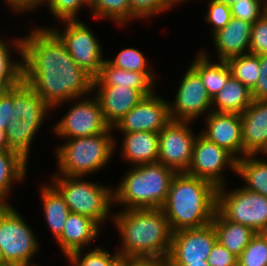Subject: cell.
I'll use <instances>...</instances> for the list:
<instances>
[{
	"mask_svg": "<svg viewBox=\"0 0 267 266\" xmlns=\"http://www.w3.org/2000/svg\"><path fill=\"white\" fill-rule=\"evenodd\" d=\"M11 45L23 60L22 80L51 109L93 92L94 78L78 66L51 28H34Z\"/></svg>",
	"mask_w": 267,
	"mask_h": 266,
	"instance_id": "1",
	"label": "cell"
},
{
	"mask_svg": "<svg viewBox=\"0 0 267 266\" xmlns=\"http://www.w3.org/2000/svg\"><path fill=\"white\" fill-rule=\"evenodd\" d=\"M111 220L122 239L120 256L167 259L173 232L161 208L123 209Z\"/></svg>",
	"mask_w": 267,
	"mask_h": 266,
	"instance_id": "2",
	"label": "cell"
},
{
	"mask_svg": "<svg viewBox=\"0 0 267 266\" xmlns=\"http://www.w3.org/2000/svg\"><path fill=\"white\" fill-rule=\"evenodd\" d=\"M216 208L217 188L206 180L181 172L173 177L161 209L171 231L175 232L210 224Z\"/></svg>",
	"mask_w": 267,
	"mask_h": 266,
	"instance_id": "3",
	"label": "cell"
},
{
	"mask_svg": "<svg viewBox=\"0 0 267 266\" xmlns=\"http://www.w3.org/2000/svg\"><path fill=\"white\" fill-rule=\"evenodd\" d=\"M113 190L114 203L123 209H158L166 202L176 172L156 162L132 166Z\"/></svg>",
	"mask_w": 267,
	"mask_h": 266,
	"instance_id": "4",
	"label": "cell"
},
{
	"mask_svg": "<svg viewBox=\"0 0 267 266\" xmlns=\"http://www.w3.org/2000/svg\"><path fill=\"white\" fill-rule=\"evenodd\" d=\"M111 131L113 128L103 134L68 139V142L55 149L58 159L55 175L85 177L102 170L117 146Z\"/></svg>",
	"mask_w": 267,
	"mask_h": 266,
	"instance_id": "5",
	"label": "cell"
},
{
	"mask_svg": "<svg viewBox=\"0 0 267 266\" xmlns=\"http://www.w3.org/2000/svg\"><path fill=\"white\" fill-rule=\"evenodd\" d=\"M81 178L84 179L81 176L52 175L51 184L63 196L71 213L87 216L102 226L105 219L113 217L110 206L114 203V188Z\"/></svg>",
	"mask_w": 267,
	"mask_h": 266,
	"instance_id": "6",
	"label": "cell"
},
{
	"mask_svg": "<svg viewBox=\"0 0 267 266\" xmlns=\"http://www.w3.org/2000/svg\"><path fill=\"white\" fill-rule=\"evenodd\" d=\"M33 232L11 204L0 211V251L7 266H37L31 264L40 246Z\"/></svg>",
	"mask_w": 267,
	"mask_h": 266,
	"instance_id": "7",
	"label": "cell"
},
{
	"mask_svg": "<svg viewBox=\"0 0 267 266\" xmlns=\"http://www.w3.org/2000/svg\"><path fill=\"white\" fill-rule=\"evenodd\" d=\"M217 188V210L227 219L246 225L256 233L267 230V197L243 186L226 192Z\"/></svg>",
	"mask_w": 267,
	"mask_h": 266,
	"instance_id": "8",
	"label": "cell"
},
{
	"mask_svg": "<svg viewBox=\"0 0 267 266\" xmlns=\"http://www.w3.org/2000/svg\"><path fill=\"white\" fill-rule=\"evenodd\" d=\"M65 28L60 31L51 28L65 43L66 49L79 67L95 78L106 60L102 47L89 27L80 20L63 21Z\"/></svg>",
	"mask_w": 267,
	"mask_h": 266,
	"instance_id": "9",
	"label": "cell"
},
{
	"mask_svg": "<svg viewBox=\"0 0 267 266\" xmlns=\"http://www.w3.org/2000/svg\"><path fill=\"white\" fill-rule=\"evenodd\" d=\"M61 120L54 124V133L64 139L103 134L110 129L97 98H77ZM82 100V101H81Z\"/></svg>",
	"mask_w": 267,
	"mask_h": 266,
	"instance_id": "10",
	"label": "cell"
},
{
	"mask_svg": "<svg viewBox=\"0 0 267 266\" xmlns=\"http://www.w3.org/2000/svg\"><path fill=\"white\" fill-rule=\"evenodd\" d=\"M191 121H170L158 133L159 163L176 173L187 172L197 135L190 129ZM189 125V126H188Z\"/></svg>",
	"mask_w": 267,
	"mask_h": 266,
	"instance_id": "11",
	"label": "cell"
},
{
	"mask_svg": "<svg viewBox=\"0 0 267 266\" xmlns=\"http://www.w3.org/2000/svg\"><path fill=\"white\" fill-rule=\"evenodd\" d=\"M226 167L236 173L237 159L226 149L211 142L201 133L198 134L193 147L192 161L186 173L219 188L226 186L222 176Z\"/></svg>",
	"mask_w": 267,
	"mask_h": 266,
	"instance_id": "12",
	"label": "cell"
},
{
	"mask_svg": "<svg viewBox=\"0 0 267 266\" xmlns=\"http://www.w3.org/2000/svg\"><path fill=\"white\" fill-rule=\"evenodd\" d=\"M182 78L175 101H168L171 120L195 121L202 114H209L212 99L199 74L190 66Z\"/></svg>",
	"mask_w": 267,
	"mask_h": 266,
	"instance_id": "13",
	"label": "cell"
},
{
	"mask_svg": "<svg viewBox=\"0 0 267 266\" xmlns=\"http://www.w3.org/2000/svg\"><path fill=\"white\" fill-rule=\"evenodd\" d=\"M217 242L213 224L172 233L167 263H203Z\"/></svg>",
	"mask_w": 267,
	"mask_h": 266,
	"instance_id": "14",
	"label": "cell"
},
{
	"mask_svg": "<svg viewBox=\"0 0 267 266\" xmlns=\"http://www.w3.org/2000/svg\"><path fill=\"white\" fill-rule=\"evenodd\" d=\"M171 121L168 100L156 96L155 92L145 96L113 129L120 132L159 133Z\"/></svg>",
	"mask_w": 267,
	"mask_h": 266,
	"instance_id": "15",
	"label": "cell"
},
{
	"mask_svg": "<svg viewBox=\"0 0 267 266\" xmlns=\"http://www.w3.org/2000/svg\"><path fill=\"white\" fill-rule=\"evenodd\" d=\"M205 122L207 128L200 131L204 137L226 149L237 160L244 157L240 114L211 111Z\"/></svg>",
	"mask_w": 267,
	"mask_h": 266,
	"instance_id": "16",
	"label": "cell"
},
{
	"mask_svg": "<svg viewBox=\"0 0 267 266\" xmlns=\"http://www.w3.org/2000/svg\"><path fill=\"white\" fill-rule=\"evenodd\" d=\"M93 91L110 128H114L145 97L140 90L123 86H93Z\"/></svg>",
	"mask_w": 267,
	"mask_h": 266,
	"instance_id": "17",
	"label": "cell"
},
{
	"mask_svg": "<svg viewBox=\"0 0 267 266\" xmlns=\"http://www.w3.org/2000/svg\"><path fill=\"white\" fill-rule=\"evenodd\" d=\"M241 116L244 157L258 155L267 147V100H252Z\"/></svg>",
	"mask_w": 267,
	"mask_h": 266,
	"instance_id": "18",
	"label": "cell"
},
{
	"mask_svg": "<svg viewBox=\"0 0 267 266\" xmlns=\"http://www.w3.org/2000/svg\"><path fill=\"white\" fill-rule=\"evenodd\" d=\"M252 23L231 17L229 23L212 34L218 60L249 53Z\"/></svg>",
	"mask_w": 267,
	"mask_h": 266,
	"instance_id": "19",
	"label": "cell"
},
{
	"mask_svg": "<svg viewBox=\"0 0 267 266\" xmlns=\"http://www.w3.org/2000/svg\"><path fill=\"white\" fill-rule=\"evenodd\" d=\"M100 226L91 218L81 214L70 213L67 217L63 233L56 240L65 257L72 252L91 246L97 238Z\"/></svg>",
	"mask_w": 267,
	"mask_h": 266,
	"instance_id": "20",
	"label": "cell"
},
{
	"mask_svg": "<svg viewBox=\"0 0 267 266\" xmlns=\"http://www.w3.org/2000/svg\"><path fill=\"white\" fill-rule=\"evenodd\" d=\"M155 74L136 72L112 66L107 60L102 63L99 74L93 80V86H123L140 90L145 96L154 93Z\"/></svg>",
	"mask_w": 267,
	"mask_h": 266,
	"instance_id": "21",
	"label": "cell"
},
{
	"mask_svg": "<svg viewBox=\"0 0 267 266\" xmlns=\"http://www.w3.org/2000/svg\"><path fill=\"white\" fill-rule=\"evenodd\" d=\"M121 156L135 166L156 163L159 158L158 133L122 132Z\"/></svg>",
	"mask_w": 267,
	"mask_h": 266,
	"instance_id": "22",
	"label": "cell"
},
{
	"mask_svg": "<svg viewBox=\"0 0 267 266\" xmlns=\"http://www.w3.org/2000/svg\"><path fill=\"white\" fill-rule=\"evenodd\" d=\"M14 122L22 119L27 122H43L51 108L23 80L13 87Z\"/></svg>",
	"mask_w": 267,
	"mask_h": 266,
	"instance_id": "23",
	"label": "cell"
},
{
	"mask_svg": "<svg viewBox=\"0 0 267 266\" xmlns=\"http://www.w3.org/2000/svg\"><path fill=\"white\" fill-rule=\"evenodd\" d=\"M217 241L238 257L256 234L246 225L227 220L217 209L211 222Z\"/></svg>",
	"mask_w": 267,
	"mask_h": 266,
	"instance_id": "24",
	"label": "cell"
},
{
	"mask_svg": "<svg viewBox=\"0 0 267 266\" xmlns=\"http://www.w3.org/2000/svg\"><path fill=\"white\" fill-rule=\"evenodd\" d=\"M252 100L251 90L231 75L212 99V111L241 114Z\"/></svg>",
	"mask_w": 267,
	"mask_h": 266,
	"instance_id": "25",
	"label": "cell"
},
{
	"mask_svg": "<svg viewBox=\"0 0 267 266\" xmlns=\"http://www.w3.org/2000/svg\"><path fill=\"white\" fill-rule=\"evenodd\" d=\"M201 77L211 99L223 88L231 76L230 68L226 61L219 60L212 63L206 52H199L190 65Z\"/></svg>",
	"mask_w": 267,
	"mask_h": 266,
	"instance_id": "26",
	"label": "cell"
},
{
	"mask_svg": "<svg viewBox=\"0 0 267 266\" xmlns=\"http://www.w3.org/2000/svg\"><path fill=\"white\" fill-rule=\"evenodd\" d=\"M40 189L46 223L57 240L63 233L67 217L71 212L63 196L51 182Z\"/></svg>",
	"mask_w": 267,
	"mask_h": 266,
	"instance_id": "27",
	"label": "cell"
},
{
	"mask_svg": "<svg viewBox=\"0 0 267 266\" xmlns=\"http://www.w3.org/2000/svg\"><path fill=\"white\" fill-rule=\"evenodd\" d=\"M18 152L11 149L0 150V200L9 205L7 199L14 183L26 178L27 163Z\"/></svg>",
	"mask_w": 267,
	"mask_h": 266,
	"instance_id": "28",
	"label": "cell"
},
{
	"mask_svg": "<svg viewBox=\"0 0 267 266\" xmlns=\"http://www.w3.org/2000/svg\"><path fill=\"white\" fill-rule=\"evenodd\" d=\"M256 158V155H246L238 159L236 174L245 181L244 188L267 197V161Z\"/></svg>",
	"mask_w": 267,
	"mask_h": 266,
	"instance_id": "29",
	"label": "cell"
},
{
	"mask_svg": "<svg viewBox=\"0 0 267 266\" xmlns=\"http://www.w3.org/2000/svg\"><path fill=\"white\" fill-rule=\"evenodd\" d=\"M42 122H27L17 119L10 122L6 129L8 148L18 152L25 160H29L30 146Z\"/></svg>",
	"mask_w": 267,
	"mask_h": 266,
	"instance_id": "30",
	"label": "cell"
},
{
	"mask_svg": "<svg viewBox=\"0 0 267 266\" xmlns=\"http://www.w3.org/2000/svg\"><path fill=\"white\" fill-rule=\"evenodd\" d=\"M89 8L94 18L105 19L107 17L120 27L131 19H139L131 10L130 0H90Z\"/></svg>",
	"mask_w": 267,
	"mask_h": 266,
	"instance_id": "31",
	"label": "cell"
},
{
	"mask_svg": "<svg viewBox=\"0 0 267 266\" xmlns=\"http://www.w3.org/2000/svg\"><path fill=\"white\" fill-rule=\"evenodd\" d=\"M226 62L231 75L252 90L260 76L259 56L246 53L230 58Z\"/></svg>",
	"mask_w": 267,
	"mask_h": 266,
	"instance_id": "32",
	"label": "cell"
},
{
	"mask_svg": "<svg viewBox=\"0 0 267 266\" xmlns=\"http://www.w3.org/2000/svg\"><path fill=\"white\" fill-rule=\"evenodd\" d=\"M10 48L0 38V91H6L22 81V59L11 60Z\"/></svg>",
	"mask_w": 267,
	"mask_h": 266,
	"instance_id": "33",
	"label": "cell"
},
{
	"mask_svg": "<svg viewBox=\"0 0 267 266\" xmlns=\"http://www.w3.org/2000/svg\"><path fill=\"white\" fill-rule=\"evenodd\" d=\"M82 254V249L76 250L67 259L72 266H115L120 261L117 250L111 254L98 246L85 255L82 256Z\"/></svg>",
	"mask_w": 267,
	"mask_h": 266,
	"instance_id": "34",
	"label": "cell"
},
{
	"mask_svg": "<svg viewBox=\"0 0 267 266\" xmlns=\"http://www.w3.org/2000/svg\"><path fill=\"white\" fill-rule=\"evenodd\" d=\"M237 266H267V240L256 233L237 258Z\"/></svg>",
	"mask_w": 267,
	"mask_h": 266,
	"instance_id": "35",
	"label": "cell"
},
{
	"mask_svg": "<svg viewBox=\"0 0 267 266\" xmlns=\"http://www.w3.org/2000/svg\"><path fill=\"white\" fill-rule=\"evenodd\" d=\"M112 66L136 72H153L146 57L136 48L121 50L115 59H106Z\"/></svg>",
	"mask_w": 267,
	"mask_h": 266,
	"instance_id": "36",
	"label": "cell"
},
{
	"mask_svg": "<svg viewBox=\"0 0 267 266\" xmlns=\"http://www.w3.org/2000/svg\"><path fill=\"white\" fill-rule=\"evenodd\" d=\"M230 11L231 17L253 24L267 11V0H239L230 5Z\"/></svg>",
	"mask_w": 267,
	"mask_h": 266,
	"instance_id": "37",
	"label": "cell"
},
{
	"mask_svg": "<svg viewBox=\"0 0 267 266\" xmlns=\"http://www.w3.org/2000/svg\"><path fill=\"white\" fill-rule=\"evenodd\" d=\"M50 12L60 22L63 21H75L77 19V13L80 8L85 6L90 7V0H45Z\"/></svg>",
	"mask_w": 267,
	"mask_h": 266,
	"instance_id": "38",
	"label": "cell"
},
{
	"mask_svg": "<svg viewBox=\"0 0 267 266\" xmlns=\"http://www.w3.org/2000/svg\"><path fill=\"white\" fill-rule=\"evenodd\" d=\"M249 53L267 54V11L252 24Z\"/></svg>",
	"mask_w": 267,
	"mask_h": 266,
	"instance_id": "39",
	"label": "cell"
},
{
	"mask_svg": "<svg viewBox=\"0 0 267 266\" xmlns=\"http://www.w3.org/2000/svg\"><path fill=\"white\" fill-rule=\"evenodd\" d=\"M208 13L204 20L212 26V33H216L223 29L231 19L230 6L225 3H220L214 0L209 1Z\"/></svg>",
	"mask_w": 267,
	"mask_h": 266,
	"instance_id": "40",
	"label": "cell"
},
{
	"mask_svg": "<svg viewBox=\"0 0 267 266\" xmlns=\"http://www.w3.org/2000/svg\"><path fill=\"white\" fill-rule=\"evenodd\" d=\"M132 12L140 19L152 17L155 14L169 10L164 0H130ZM166 10V11H165Z\"/></svg>",
	"mask_w": 267,
	"mask_h": 266,
	"instance_id": "41",
	"label": "cell"
},
{
	"mask_svg": "<svg viewBox=\"0 0 267 266\" xmlns=\"http://www.w3.org/2000/svg\"><path fill=\"white\" fill-rule=\"evenodd\" d=\"M237 258L217 241L209 253L207 263L210 266H237Z\"/></svg>",
	"mask_w": 267,
	"mask_h": 266,
	"instance_id": "42",
	"label": "cell"
},
{
	"mask_svg": "<svg viewBox=\"0 0 267 266\" xmlns=\"http://www.w3.org/2000/svg\"><path fill=\"white\" fill-rule=\"evenodd\" d=\"M13 104V87L0 91V127L6 132L7 126L14 119V107Z\"/></svg>",
	"mask_w": 267,
	"mask_h": 266,
	"instance_id": "43",
	"label": "cell"
},
{
	"mask_svg": "<svg viewBox=\"0 0 267 266\" xmlns=\"http://www.w3.org/2000/svg\"><path fill=\"white\" fill-rule=\"evenodd\" d=\"M260 76L257 84L251 90L252 98L255 100H267V54L259 56Z\"/></svg>",
	"mask_w": 267,
	"mask_h": 266,
	"instance_id": "44",
	"label": "cell"
},
{
	"mask_svg": "<svg viewBox=\"0 0 267 266\" xmlns=\"http://www.w3.org/2000/svg\"><path fill=\"white\" fill-rule=\"evenodd\" d=\"M123 266H168L167 259L159 257L120 256Z\"/></svg>",
	"mask_w": 267,
	"mask_h": 266,
	"instance_id": "45",
	"label": "cell"
},
{
	"mask_svg": "<svg viewBox=\"0 0 267 266\" xmlns=\"http://www.w3.org/2000/svg\"><path fill=\"white\" fill-rule=\"evenodd\" d=\"M6 4L10 6L16 13H26L37 9L38 6L44 5L45 0H5ZM44 2V3H43Z\"/></svg>",
	"mask_w": 267,
	"mask_h": 266,
	"instance_id": "46",
	"label": "cell"
},
{
	"mask_svg": "<svg viewBox=\"0 0 267 266\" xmlns=\"http://www.w3.org/2000/svg\"><path fill=\"white\" fill-rule=\"evenodd\" d=\"M8 143L6 140V132L0 127V150H8Z\"/></svg>",
	"mask_w": 267,
	"mask_h": 266,
	"instance_id": "47",
	"label": "cell"
},
{
	"mask_svg": "<svg viewBox=\"0 0 267 266\" xmlns=\"http://www.w3.org/2000/svg\"><path fill=\"white\" fill-rule=\"evenodd\" d=\"M168 266H210L207 261L203 263H167Z\"/></svg>",
	"mask_w": 267,
	"mask_h": 266,
	"instance_id": "48",
	"label": "cell"
},
{
	"mask_svg": "<svg viewBox=\"0 0 267 266\" xmlns=\"http://www.w3.org/2000/svg\"><path fill=\"white\" fill-rule=\"evenodd\" d=\"M184 1H187V0H164L165 2V5L167 6L168 9H171L174 7V5L176 4H181L183 3Z\"/></svg>",
	"mask_w": 267,
	"mask_h": 266,
	"instance_id": "49",
	"label": "cell"
},
{
	"mask_svg": "<svg viewBox=\"0 0 267 266\" xmlns=\"http://www.w3.org/2000/svg\"><path fill=\"white\" fill-rule=\"evenodd\" d=\"M214 1H217V2H220V3H225V4H227V5H232V4H234V3H236L237 1H239V0H214ZM241 1V0H240Z\"/></svg>",
	"mask_w": 267,
	"mask_h": 266,
	"instance_id": "50",
	"label": "cell"
},
{
	"mask_svg": "<svg viewBox=\"0 0 267 266\" xmlns=\"http://www.w3.org/2000/svg\"><path fill=\"white\" fill-rule=\"evenodd\" d=\"M0 266H7V264L5 263V261L2 258L1 251H0Z\"/></svg>",
	"mask_w": 267,
	"mask_h": 266,
	"instance_id": "51",
	"label": "cell"
},
{
	"mask_svg": "<svg viewBox=\"0 0 267 266\" xmlns=\"http://www.w3.org/2000/svg\"><path fill=\"white\" fill-rule=\"evenodd\" d=\"M5 203L3 201L0 200V211L5 207Z\"/></svg>",
	"mask_w": 267,
	"mask_h": 266,
	"instance_id": "52",
	"label": "cell"
},
{
	"mask_svg": "<svg viewBox=\"0 0 267 266\" xmlns=\"http://www.w3.org/2000/svg\"><path fill=\"white\" fill-rule=\"evenodd\" d=\"M262 234L266 237V240H267V230H265L264 232H262Z\"/></svg>",
	"mask_w": 267,
	"mask_h": 266,
	"instance_id": "53",
	"label": "cell"
},
{
	"mask_svg": "<svg viewBox=\"0 0 267 266\" xmlns=\"http://www.w3.org/2000/svg\"><path fill=\"white\" fill-rule=\"evenodd\" d=\"M262 153L267 155V147L263 150Z\"/></svg>",
	"mask_w": 267,
	"mask_h": 266,
	"instance_id": "54",
	"label": "cell"
},
{
	"mask_svg": "<svg viewBox=\"0 0 267 266\" xmlns=\"http://www.w3.org/2000/svg\"><path fill=\"white\" fill-rule=\"evenodd\" d=\"M115 266H123L120 262H118Z\"/></svg>",
	"mask_w": 267,
	"mask_h": 266,
	"instance_id": "55",
	"label": "cell"
}]
</instances>
